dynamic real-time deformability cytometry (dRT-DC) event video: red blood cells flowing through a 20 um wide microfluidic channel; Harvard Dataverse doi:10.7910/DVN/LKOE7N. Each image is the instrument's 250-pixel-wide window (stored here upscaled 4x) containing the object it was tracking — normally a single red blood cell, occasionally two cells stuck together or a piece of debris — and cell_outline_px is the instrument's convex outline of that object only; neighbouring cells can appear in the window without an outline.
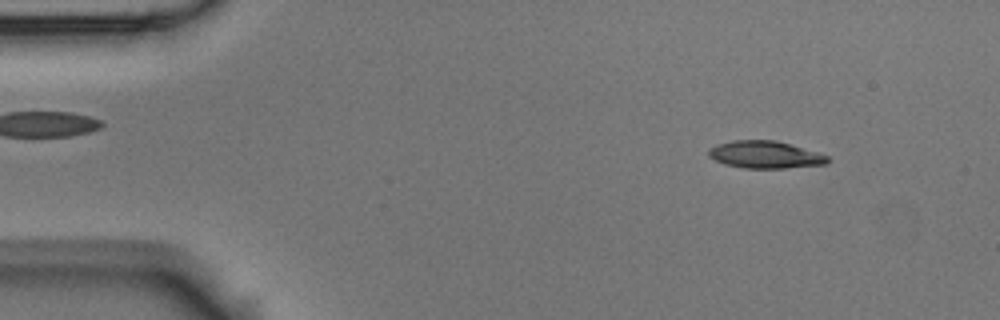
{"species": "Egyptian fruit bat (a non-hibernating species)", "species_latin": "Rousettus aegyptiacus", "temperature_condition": "room temperature", "stored_images_in_passage": 3, "camera_frame_rate_fps": 3000, "um_per_image_px": 0.085, "animal": {"sex": "male"}, "frame": {"image": 1, "passage_image": 1, "time_ms": 0.0, "image_size_px": [1000, 320], "cell_outline_px": [[828, 160], [824, 164], [784, 168], [744, 168], [724, 164], [708, 156], [708, 148], [716, 144], [732, 140], [776, 140], [816, 152], [828, 156]], "centroid_in_image_um": [64.96, 13.14], "position_along_channel_um": 20.0, "area_um2": 18.79}}